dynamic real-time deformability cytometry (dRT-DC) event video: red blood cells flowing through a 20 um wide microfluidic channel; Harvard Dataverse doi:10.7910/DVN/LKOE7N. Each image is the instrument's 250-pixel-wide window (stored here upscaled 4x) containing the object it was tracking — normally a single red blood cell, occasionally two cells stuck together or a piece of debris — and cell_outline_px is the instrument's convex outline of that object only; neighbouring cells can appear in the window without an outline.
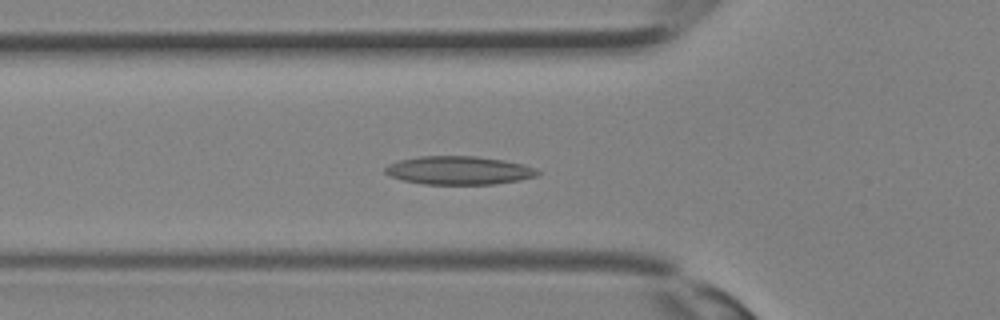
{"species": "Egyptian fruit bat (a non-hibernating species)", "species_latin": "Rousettus aegyptiacus", "temperature_condition": "room temperature", "stored_images_in_passage": 34, "camera_frame_rate_fps": 3000, "um_per_image_px": 0.085, "animal": {"sex": "female"}, "frame": {"image": 1, "passage_image": 12, "time_ms": 3.667, "image_size_px": [1000, 320], "cell_outline_px": [[540, 172], [536, 176], [520, 180], [492, 184], [424, 184], [404, 180], [392, 176], [384, 172], [384, 168], [388, 164], [400, 160], [420, 156], [476, 156], [504, 160], [524, 164], [536, 168]], "centroid_in_image_um": [39.03, 14.47], "position_along_channel_um": 86.8, "area_um2": 25.14}}
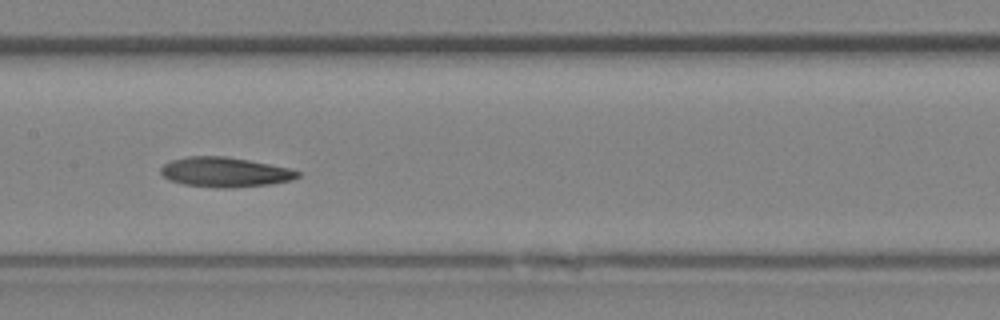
{"frame": {"image": 2, "passage_image": 17, "time_ms": 5.333, "image_size_px": [1000, 320], "cell_outline_px": [[300, 176], [292, 180], [268, 184], [232, 188], [220, 188], [184, 184], [168, 180], [160, 172], [160, 168], [164, 164], [172, 160], [184, 156], [224, 156], [248, 160], [288, 168], [300, 172]], "centroid_in_image_um": [19.08, 14.63], "position_along_channel_um": 188.3, "area_um2": 23.64}}
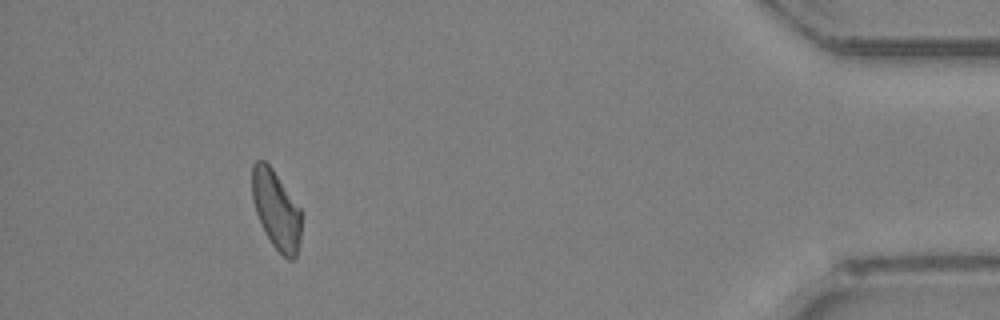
{"frame": {"image": 3, "passage_image": 31, "time_ms": 10.0, "image_size_px": [1000, 320], "cell_outline_px": [[300, 240], [296, 256], [292, 260], [288, 260], [272, 244], [256, 212], [252, 200], [252, 164], [256, 160], [264, 160], [272, 168], [300, 208]], "centroid_in_image_um": [23.46, 17.81], "position_along_channel_um": 411.7, "area_um2": 22.14}}